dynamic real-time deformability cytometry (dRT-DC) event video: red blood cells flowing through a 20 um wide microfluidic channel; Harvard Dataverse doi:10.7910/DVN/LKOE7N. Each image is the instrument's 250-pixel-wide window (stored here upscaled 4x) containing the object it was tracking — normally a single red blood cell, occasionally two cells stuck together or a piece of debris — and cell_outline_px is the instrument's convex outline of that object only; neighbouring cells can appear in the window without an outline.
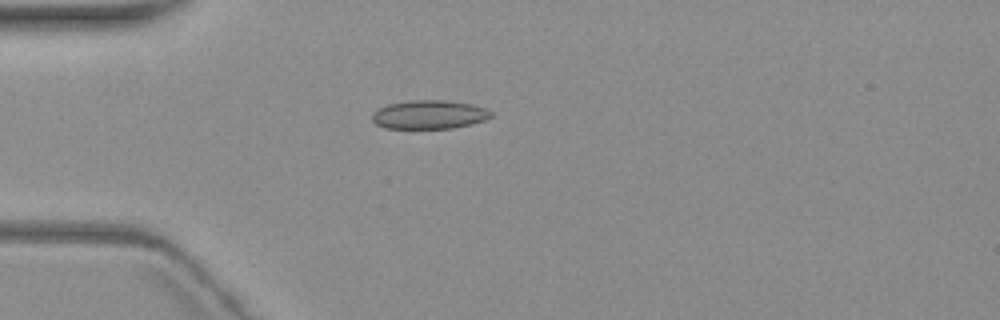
{"species": "common noctule bat (a hibernating species)", "species_latin": "Nyctalus noctula", "temperature_condition": "warm", "stored_images_in_passage": 4, "camera_frame_rate_fps": 3000, "um_per_image_px": 0.085, "animal": {"sex": "female", "body_mass_g": 19.3, "forearm_length_mm": 54.1}, "frame": {"image": 1, "passage_image": 4, "time_ms": 4.667, "image_size_px": [1000, 320], "cell_outline_px": [[492, 116], [484, 120], [472, 124], [452, 128], [384, 128], [376, 124], [372, 120], [372, 112], [388, 104], [412, 100], [444, 100], [472, 104], [488, 108], [492, 112]], "centroid_in_image_um": [36.5, 9.74], "position_along_channel_um": 48.5, "area_um2": 19.94}}